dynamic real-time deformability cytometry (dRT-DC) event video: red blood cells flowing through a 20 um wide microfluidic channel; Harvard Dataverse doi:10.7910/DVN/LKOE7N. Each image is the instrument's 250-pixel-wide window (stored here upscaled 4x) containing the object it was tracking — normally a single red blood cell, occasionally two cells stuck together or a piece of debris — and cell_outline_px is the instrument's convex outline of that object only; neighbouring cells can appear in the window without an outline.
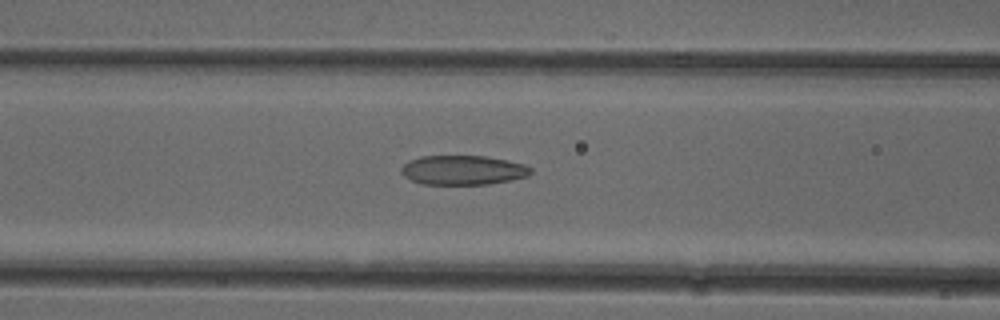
{"species": "common noctule bat (a hibernating species)", "species_latin": "Nyctalus noctula", "temperature_condition": "cold", "stored_images_in_passage": 52, "camera_frame_rate_fps": 3000, "um_per_image_px": 0.085, "animal": {"sex": "female"}, "frame": {"image": 1, "passage_image": 21, "time_ms": 6.667, "image_size_px": [1000, 320], "cell_outline_px": [[532, 172], [528, 176], [512, 180], [488, 184], [420, 184], [404, 176], [400, 172], [400, 168], [408, 160], [420, 156], [484, 156], [508, 160], [524, 164], [532, 168]], "centroid_in_image_um": [39.34, 14.46], "position_along_channel_um": 127.3, "area_um2": 22.37}}
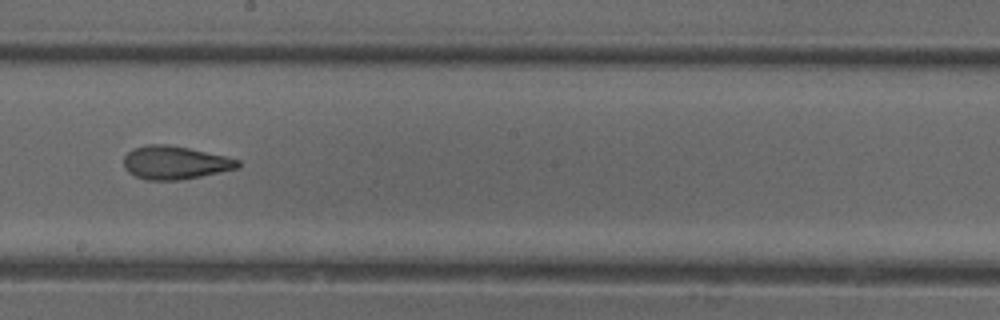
{"frame": {"image": 2, "passage_image": 29, "time_ms": 9.333, "image_size_px": [1000, 320], "cell_outline_px": [[240, 168], [180, 180], [148, 180], [136, 176], [128, 172], [124, 168], [124, 156], [132, 148], [148, 144], [168, 144], [188, 148], [224, 156], [240, 160]], "centroid_in_image_um": [14.85, 13.82], "position_along_channel_um": 233.3, "area_um2": 22.08}}
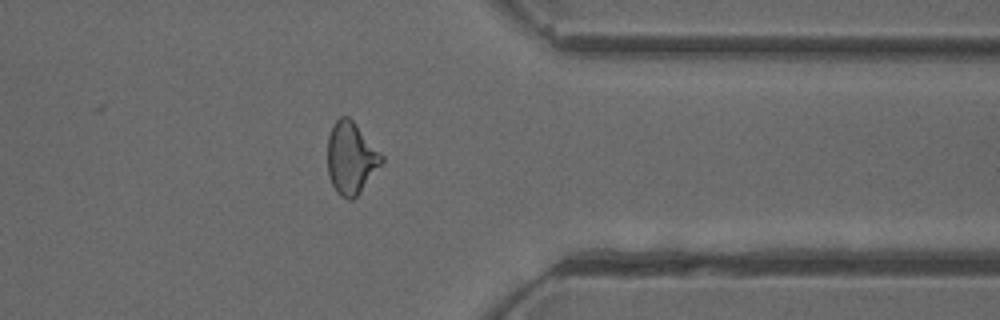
{"frame": {"image": 3, "passage_image": 41, "time_ms": 13.333, "image_size_px": [1000, 320], "cell_outline_px": [[384, 160], [360, 192], [352, 200], [348, 200], [340, 196], [336, 192], [332, 184], [328, 172], [328, 136], [332, 124], [340, 116], [348, 116], [352, 120], [384, 156]], "centroid_in_image_um": [29.82, 13.43], "position_along_channel_um": 381.6, "area_um2": 22.54}, "authors_computed_cell_mechanics": {"area_um2": 22.8021, "velocity_mm_per_s": 3.9781, "shape_relaxation_time_tau1_ms": null, "shape_relaxation_time_tau2_ms": 2.063, "deformation_change_tau1": null, "deformation_change_tau2": 0.1065}}